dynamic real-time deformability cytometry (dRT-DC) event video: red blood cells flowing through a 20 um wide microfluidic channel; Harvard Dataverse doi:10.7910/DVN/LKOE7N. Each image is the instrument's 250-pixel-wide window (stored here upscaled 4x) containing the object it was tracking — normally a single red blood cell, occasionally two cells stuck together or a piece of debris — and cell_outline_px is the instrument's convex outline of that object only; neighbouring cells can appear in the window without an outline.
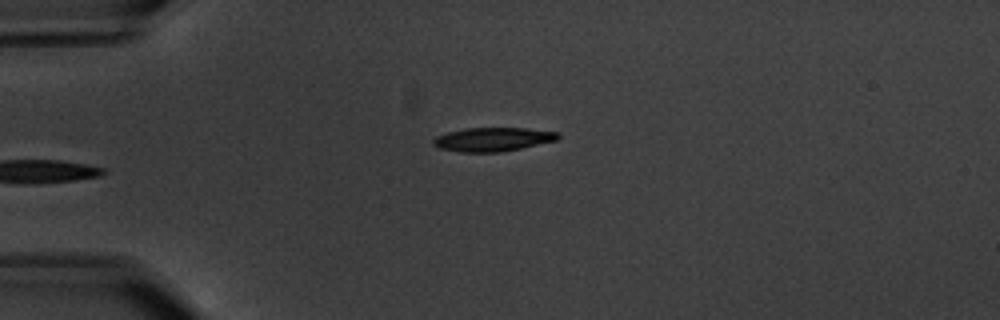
{"species": "common noctule bat (a hibernating species)", "species_latin": "Nyctalus noctula", "temperature_condition": "warm", "stored_images_in_passage": 6, "camera_frame_rate_fps": 3000, "um_per_image_px": 0.085, "animal": {"sex": "male", "body_mass_g": 20.1, "forearm_length_mm": 53.5}, "frame": {"image": 1, "passage_image": 6, "time_ms": 6.667, "image_size_px": [1000, 320], "cell_outline_px": [[560, 136], [556, 140], [520, 148], [500, 152], [460, 152], [440, 148], [432, 144], [432, 140], [436, 136], [448, 132], [464, 128], [524, 128], [560, 132]], "centroid_in_image_um": [41.87, 11.84], "position_along_channel_um": 43.1, "area_um2": 17.22}}